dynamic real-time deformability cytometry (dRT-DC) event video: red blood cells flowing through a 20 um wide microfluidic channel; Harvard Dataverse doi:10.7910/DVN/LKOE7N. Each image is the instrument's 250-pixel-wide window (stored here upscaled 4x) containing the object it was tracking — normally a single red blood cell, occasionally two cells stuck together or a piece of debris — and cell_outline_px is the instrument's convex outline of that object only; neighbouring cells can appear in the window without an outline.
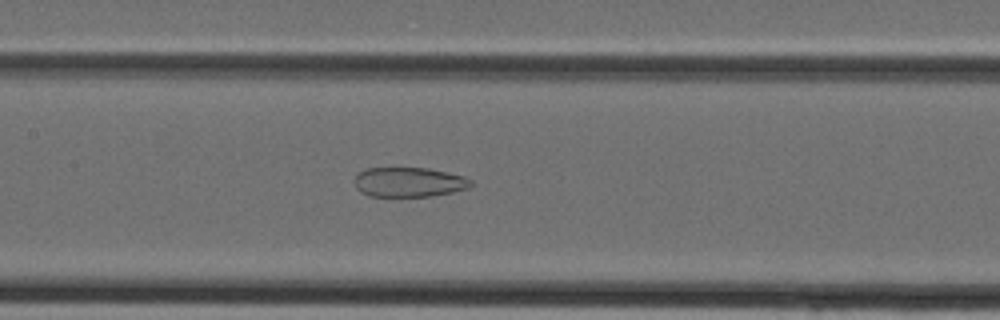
{"species": "Egyptian fruit bat (a non-hibernating species)", "species_latin": "Rousettus aegyptiacus", "temperature_condition": "cold", "stored_images_in_passage": 37, "camera_frame_rate_fps": 3000, "um_per_image_px": 0.085, "animal": {"sex": "female"}, "frame": {"image": 1, "passage_image": 17, "time_ms": 5.333, "image_size_px": [1000, 320], "cell_outline_px": [[472, 184], [468, 188], [452, 192], [432, 196], [368, 196], [360, 192], [356, 188], [356, 176], [360, 172], [368, 168], [428, 168], [448, 172], [464, 176], [472, 180]], "centroid_in_image_um": [34.79, 15.48], "position_along_channel_um": 172.6, "area_um2": 20.06}}
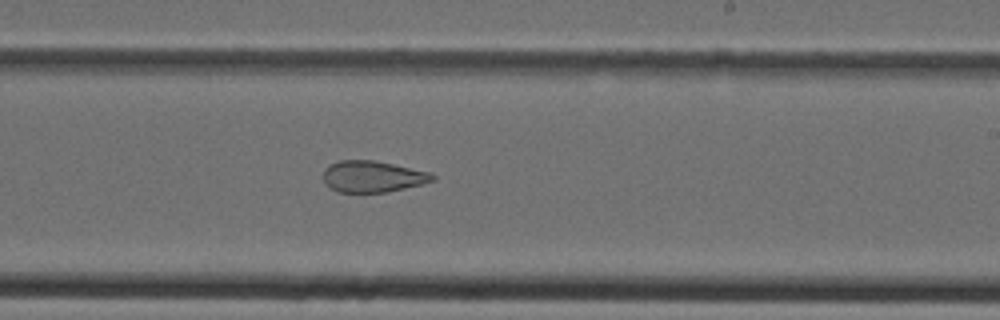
{"frame": {"image": 2, "passage_image": 22, "time_ms": 7.0, "image_size_px": [1000, 320], "cell_outline_px": [[436, 180], [424, 184], [388, 192], [336, 192], [328, 188], [324, 184], [324, 168], [328, 164], [340, 160], [376, 160], [432, 172], [436, 176]], "centroid_in_image_um": [31.69, 15.0], "position_along_channel_um": 257.3, "area_um2": 20.52}}
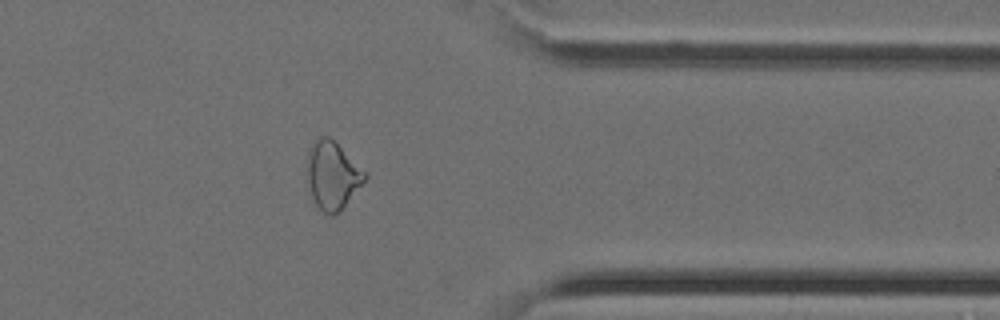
{"frame": {"image": 3, "passage_image": 30, "time_ms": 9.667, "image_size_px": [1000, 320], "cell_outline_px": [[368, 176], [340, 212], [332, 216], [324, 212], [312, 204], [308, 184], [308, 152], [316, 140], [320, 136], [328, 136], [368, 172]], "centroid_in_image_um": [28.27, 14.95], "position_along_channel_um": 383.1, "area_um2": 22.83}}